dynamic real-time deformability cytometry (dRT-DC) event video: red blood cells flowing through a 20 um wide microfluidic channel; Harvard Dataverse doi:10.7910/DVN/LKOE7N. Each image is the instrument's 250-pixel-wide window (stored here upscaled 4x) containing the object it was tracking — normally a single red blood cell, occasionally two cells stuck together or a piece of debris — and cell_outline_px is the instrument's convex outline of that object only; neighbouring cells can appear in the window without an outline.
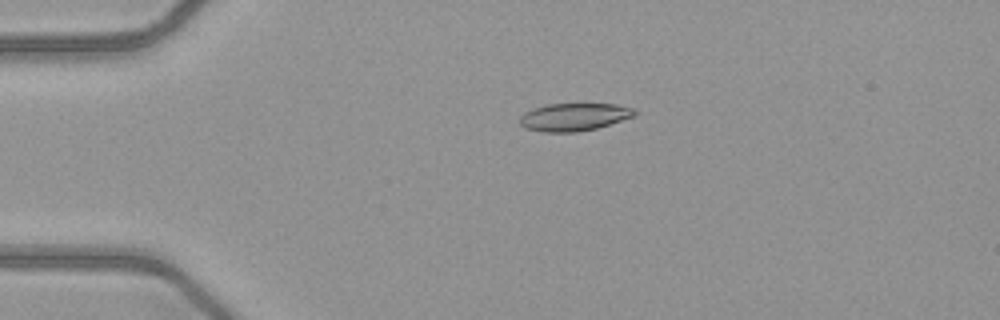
{"species": "common noctule bat (a hibernating species)", "species_latin": "Nyctalus noctula", "temperature_condition": "warm", "stored_images_in_passage": 41, "camera_frame_rate_fps": 3000, "um_per_image_px": 0.085, "animal": {"sex": "female", "body_mass_g": 21.9}, "frame": {"image": 1, "passage_image": 2, "time_ms": 0.333, "image_size_px": [1000, 320], "cell_outline_px": [[636, 116], [596, 128], [576, 132], [544, 132], [524, 128], [520, 124], [520, 116], [524, 112], [532, 108], [544, 104], [616, 104], [632, 108], [636, 112]], "centroid_in_image_um": [48.76, 9.94], "position_along_channel_um": 36.2, "area_um2": 18.61}}
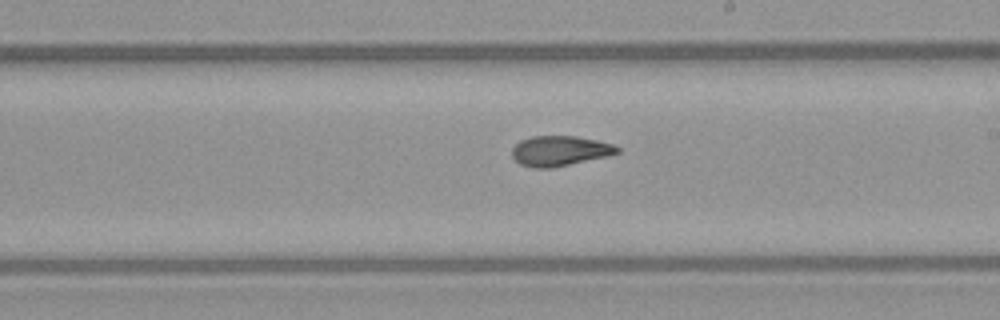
{"frame": {"image": 2, "passage_image": 20, "time_ms": 6.333, "image_size_px": [1000, 320], "cell_outline_px": [[620, 152], [608, 156], [552, 168], [532, 168], [520, 164], [512, 156], [512, 148], [520, 140], [532, 136], [576, 136], [596, 140], [612, 144], [620, 148]], "centroid_in_image_um": [47.57, 12.83], "position_along_channel_um": 241.4, "area_um2": 18.5}}
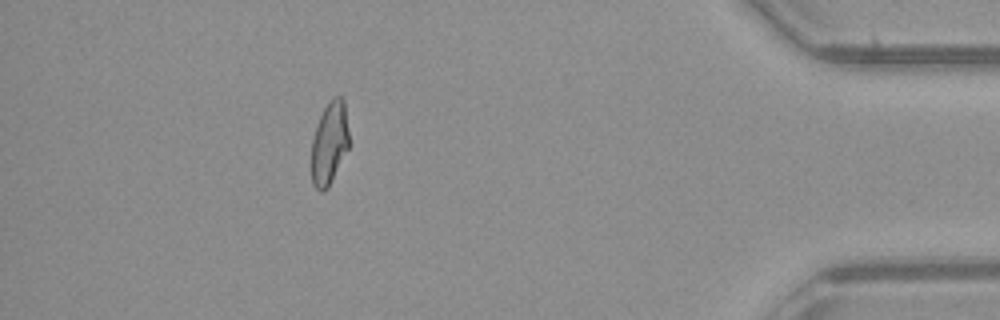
{"frame": {"image": 3, "passage_image": 36, "time_ms": 11.667, "image_size_px": [1000, 320], "cell_outline_px": [[348, 148], [328, 188], [324, 192], [320, 192], [312, 184], [312, 140], [316, 124], [328, 100], [332, 96], [340, 96], [344, 100], [348, 132]], "centroid_in_image_um": [27.98, 12.16], "position_along_channel_um": 407.2, "area_um2": 18.09}, "authors_computed_cell_mechanics": {"area_um2": 18.8428, "velocity_mm_per_s": 4.0846, "shape_relaxation_time_tau1_ms": 5.2441, "shape_relaxation_time_tau2_ms": 2.0423, "deformation_change_tau1": 0.1888, "deformation_change_tau2": 0.083}}